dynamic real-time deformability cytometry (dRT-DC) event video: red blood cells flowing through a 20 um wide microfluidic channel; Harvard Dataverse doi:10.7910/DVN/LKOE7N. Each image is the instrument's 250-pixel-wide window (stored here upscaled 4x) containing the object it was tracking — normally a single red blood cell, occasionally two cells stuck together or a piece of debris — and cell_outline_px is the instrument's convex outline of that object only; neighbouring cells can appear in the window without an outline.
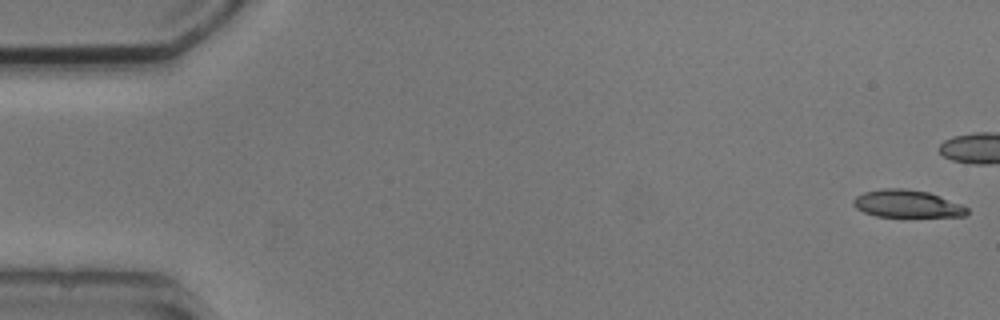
{"species": "common noctule bat (a hibernating species)", "species_latin": "Nyctalus noctula", "temperature_condition": "cold", "stored_images_in_passage": 6, "camera_frame_rate_fps": 3000, "um_per_image_px": 0.085, "animal": {"sex": "male", "body_mass_g": 20.5, "forearm_length_mm": 52.5}, "frame": {"image": 1, "passage_image": 1, "time_ms": 0.0, "image_size_px": [1000, 320], "cell_outline_px": [[968, 212], [964, 216], [876, 216], [864, 212], [856, 208], [852, 204], [852, 200], [856, 196], [864, 192], [880, 188], [904, 188], [928, 192], [940, 196], [960, 204], [968, 208]], "centroid_in_image_um": [77.05, 17.3], "position_along_channel_um": 7.9, "area_um2": 18.09}}